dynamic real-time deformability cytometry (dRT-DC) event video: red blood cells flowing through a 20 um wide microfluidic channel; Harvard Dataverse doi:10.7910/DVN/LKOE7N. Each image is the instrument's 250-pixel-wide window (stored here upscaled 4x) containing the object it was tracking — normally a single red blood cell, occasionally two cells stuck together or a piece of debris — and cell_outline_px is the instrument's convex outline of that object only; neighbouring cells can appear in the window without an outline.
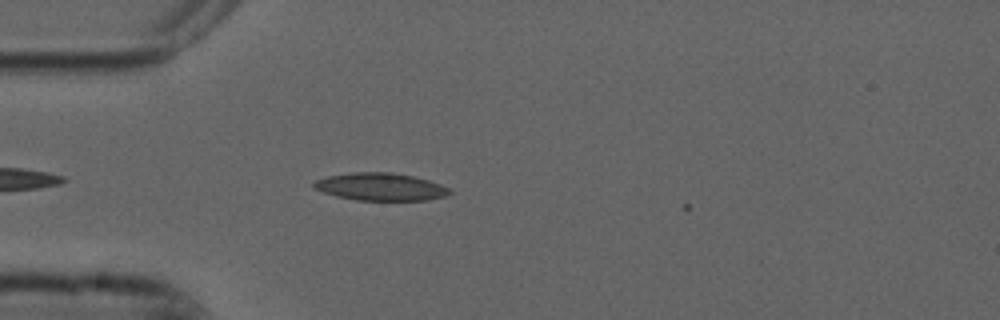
{"species": "common noctule bat (a hibernating species)", "species_latin": "Nyctalus noctula", "temperature_condition": "cold", "stored_images_in_passage": 7, "camera_frame_rate_fps": 3000, "um_per_image_px": 0.085, "animal": {"sex": "male", "forearm_length_mm": 52.5}, "frame": {"image": 1, "passage_image": 2, "time_ms": 0.333, "image_size_px": [1000, 320], "cell_outline_px": [[452, 192], [444, 196], [428, 200], [356, 200], [336, 196], [324, 192], [316, 188], [312, 184], [316, 180], [328, 176], [352, 172], [392, 172], [412, 176], [428, 180], [440, 184], [448, 188]], "centroid_in_image_um": [32.35, 15.87], "position_along_channel_um": 52.7, "area_um2": 21.62}}
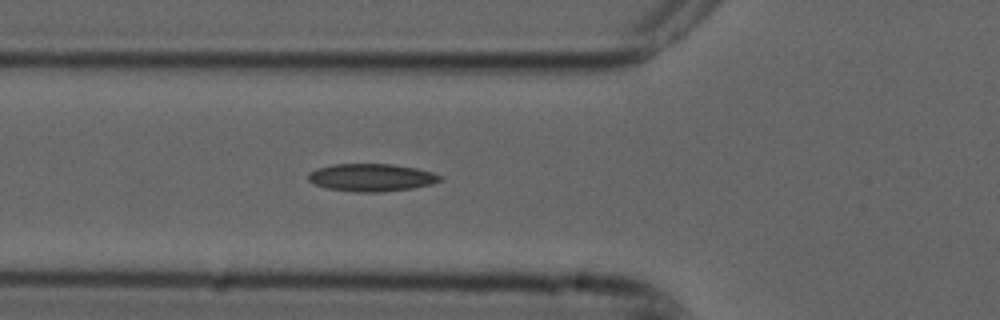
{"frame": {"image": 2, "passage_image": 6, "time_ms": 1.667, "image_size_px": [1000, 320], "cell_outline_px": [[444, 180], [432, 184], [412, 188], [380, 192], [356, 192], [328, 188], [316, 184], [308, 180], [308, 172], [316, 168], [332, 164], [392, 164], [416, 168], [432, 172], [444, 176]], "centroid_in_image_um": [31.6, 15.08], "position_along_channel_um": 94.2, "area_um2": 21.33}}